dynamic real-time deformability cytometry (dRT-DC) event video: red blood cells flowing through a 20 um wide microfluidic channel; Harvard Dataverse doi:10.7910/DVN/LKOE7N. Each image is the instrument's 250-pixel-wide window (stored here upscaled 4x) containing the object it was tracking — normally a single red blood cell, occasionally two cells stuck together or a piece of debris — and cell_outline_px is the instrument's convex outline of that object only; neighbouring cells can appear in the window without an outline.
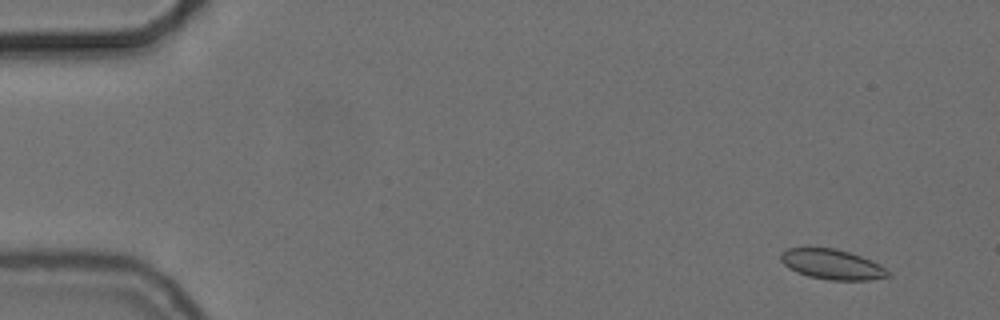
{"species": "common noctule bat (a hibernating species)", "species_latin": "Nyctalus noctula", "temperature_condition": "cold", "stored_images_in_passage": 53, "camera_frame_rate_fps": 3000, "um_per_image_px": 0.085, "animal": {"sex": "female", "body_mass_g": 24.6, "forearm_length_mm": 56.2}, "frame": {"image": 1, "passage_image": 1, "time_ms": 0.0, "image_size_px": [1000, 320], "cell_outline_px": [[892, 276], [868, 280], [828, 280], [808, 276], [796, 272], [788, 268], [780, 260], [780, 252], [788, 248], [836, 248], [860, 256], [884, 268]], "centroid_in_image_um": [70.66, 22.47], "position_along_channel_um": 14.3, "area_um2": 18.61}}
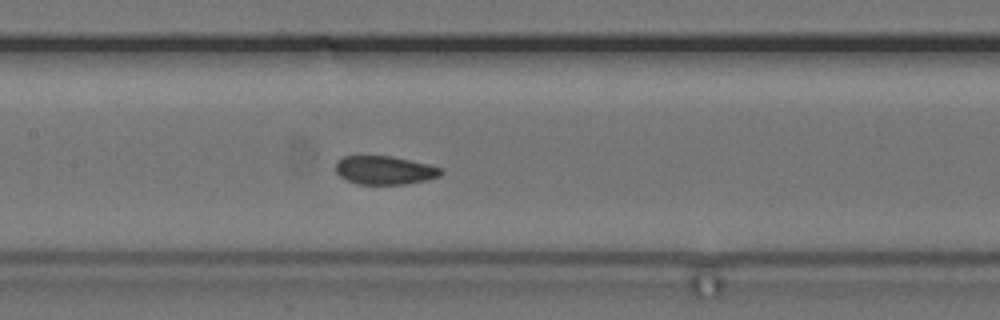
{"frame": {"image": 2, "passage_image": 24, "time_ms": 7.667, "image_size_px": [1000, 320], "cell_outline_px": [[444, 172], [440, 176], [428, 180], [404, 184], [356, 184], [340, 176], [336, 172], [336, 160], [344, 156], [392, 156], [428, 164], [444, 168]], "centroid_in_image_um": [32.73, 14.47], "position_along_channel_um": 174.7, "area_um2": 17.63}}
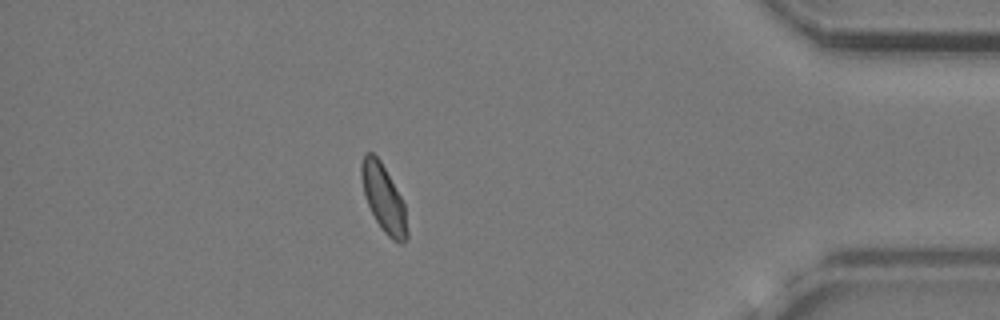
{"frame": {"image": 3, "passage_image": 46, "time_ms": 15.0, "image_size_px": [1000, 320], "cell_outline_px": [[408, 236], [400, 244], [392, 240], [384, 232], [376, 220], [368, 204], [364, 192], [360, 176], [360, 164], [364, 152], [372, 152], [380, 160], [400, 196], [404, 204], [408, 232]], "centroid_in_image_um": [32.59, 16.84], "position_along_channel_um": 402.6, "area_um2": 17.69}}